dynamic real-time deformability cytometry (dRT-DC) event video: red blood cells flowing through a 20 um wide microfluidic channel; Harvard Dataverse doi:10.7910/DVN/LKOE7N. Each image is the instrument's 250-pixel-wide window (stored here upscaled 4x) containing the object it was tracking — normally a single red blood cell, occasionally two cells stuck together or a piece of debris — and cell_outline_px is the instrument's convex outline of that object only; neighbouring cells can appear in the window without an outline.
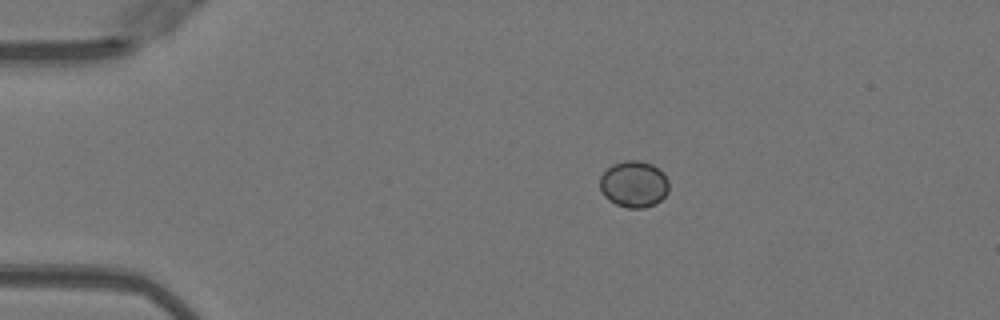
{"species": "Egyptian fruit bat (a non-hibernating species)", "species_latin": "Rousettus aegyptiacus", "temperature_condition": "warm", "stored_images_in_passage": 11, "camera_frame_rate_fps": 3000, "um_per_image_px": 0.085, "animal": {"sex": "female"}, "frame": {"image": 1, "passage_image": 1, "time_ms": 0.0, "image_size_px": [1000, 320], "cell_outline_px": [[668, 192], [656, 204], [644, 208], [628, 208], [616, 204], [608, 200], [600, 192], [600, 176], [612, 164], [624, 160], [640, 160], [652, 164], [668, 180]], "centroid_in_image_um": [53.85, 15.66], "position_along_channel_um": 31.2, "area_um2": 18.73}}
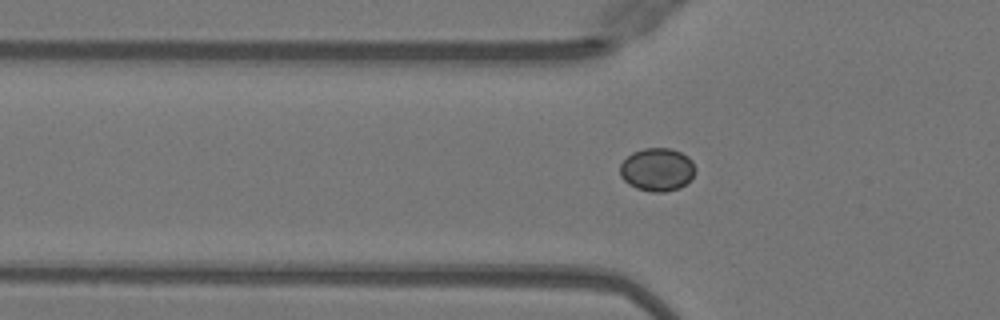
{"frame": {"image": 2, "passage_image": 8, "time_ms": 2.333, "image_size_px": [1000, 320], "cell_outline_px": [[696, 168], [692, 176], [680, 188], [664, 192], [652, 192], [636, 188], [628, 184], [620, 176], [620, 164], [632, 152], [644, 148], [672, 148], [688, 156], [692, 160]], "centroid_in_image_um": [55.85, 14.4], "position_along_channel_um": 70.0, "area_um2": 18.96}}